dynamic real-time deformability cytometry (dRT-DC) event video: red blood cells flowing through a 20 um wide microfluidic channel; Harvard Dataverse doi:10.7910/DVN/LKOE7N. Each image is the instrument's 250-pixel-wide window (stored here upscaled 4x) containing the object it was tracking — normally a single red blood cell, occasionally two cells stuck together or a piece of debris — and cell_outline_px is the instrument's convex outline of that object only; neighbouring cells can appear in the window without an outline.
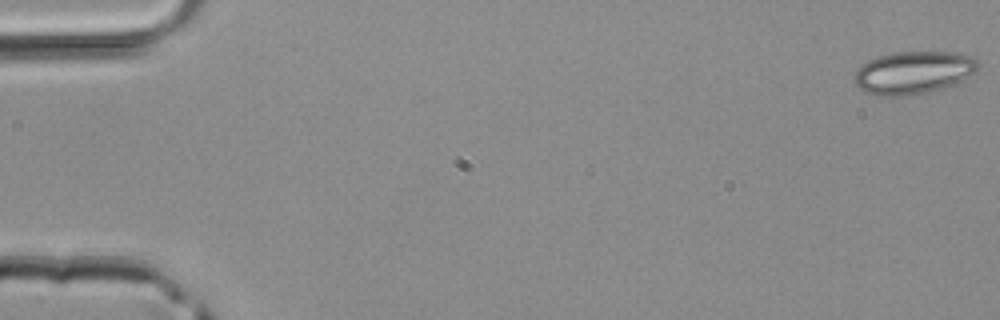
{"species": "common noctule bat (a hibernating species)", "species_latin": "Nyctalus noctula", "temperature_condition": "room temperature", "stored_images_in_passage": 4, "camera_frame_rate_fps": 3000, "um_per_image_px": 0.085, "animal": {"sex": "male", "body_mass_g": 20.4}, "frame": {"image": 1, "passage_image": 1, "time_ms": 0.0, "image_size_px": [1000, 320], "cell_outline_px": [[980, 64], [976, 72], [944, 88], [904, 96], [880, 96], [864, 92], [852, 80], [852, 76], [856, 68], [868, 60], [876, 56], [892, 52], [960, 52], [976, 56]], "centroid_in_image_um": [77.62, 6.14], "position_along_channel_um": 7.4, "area_um2": 31.27}}